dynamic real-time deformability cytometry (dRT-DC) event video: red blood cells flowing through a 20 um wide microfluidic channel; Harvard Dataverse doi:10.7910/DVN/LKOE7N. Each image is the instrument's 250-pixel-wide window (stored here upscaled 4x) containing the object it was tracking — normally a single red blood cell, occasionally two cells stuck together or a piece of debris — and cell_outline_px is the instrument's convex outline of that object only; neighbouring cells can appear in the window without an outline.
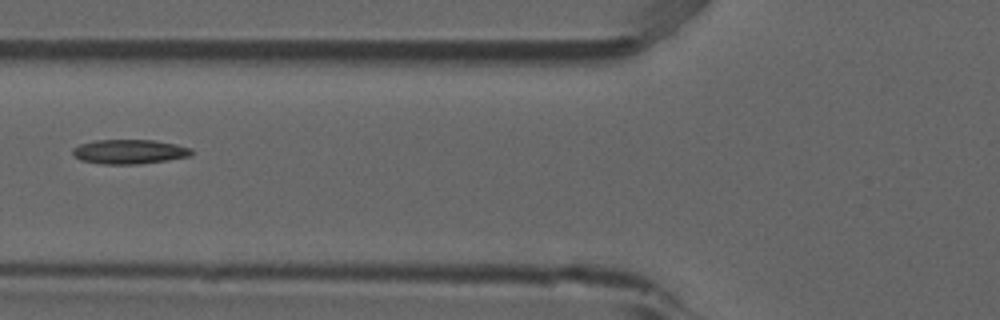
{"species": "common noctule bat (a hibernating species)", "species_latin": "Nyctalus noctula", "temperature_condition": "room temperature", "stored_images_in_passage": 6, "camera_frame_rate_fps": 3000, "um_per_image_px": 0.085, "animal": {"sex": "male", "forearm_length_mm": 52.5}, "frame": {"image": 1, "passage_image": 6, "time_ms": 1.667, "image_size_px": [1000, 320], "cell_outline_px": [[192, 156], [168, 160], [136, 164], [100, 164], [80, 160], [72, 156], [72, 148], [80, 144], [96, 140], [152, 140], [176, 144], [192, 148]], "centroid_in_image_um": [10.97, 12.9], "position_along_channel_um": 114.8, "area_um2": 17.05}}